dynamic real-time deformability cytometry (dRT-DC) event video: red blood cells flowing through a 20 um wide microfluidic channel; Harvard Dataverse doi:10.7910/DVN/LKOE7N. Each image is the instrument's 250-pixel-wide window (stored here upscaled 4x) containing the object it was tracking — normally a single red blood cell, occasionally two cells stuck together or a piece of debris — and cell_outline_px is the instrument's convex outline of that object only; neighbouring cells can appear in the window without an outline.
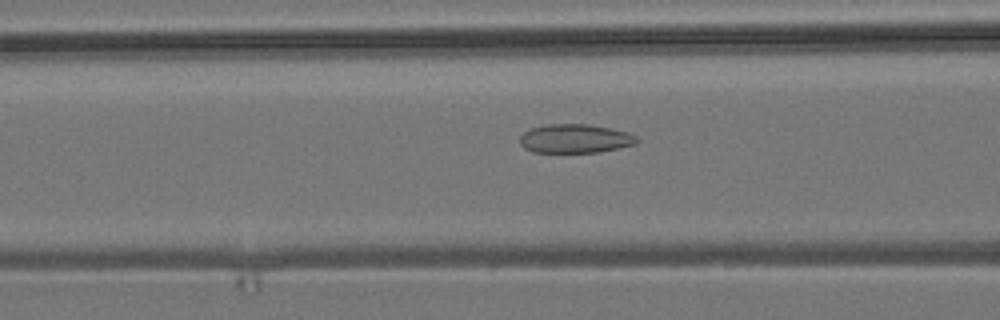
{"species": "common noctule bat (a hibernating species)", "species_latin": "Nyctalus noctula", "temperature_condition": "room temperature", "stored_images_in_passage": 43, "camera_frame_rate_fps": 3000, "um_per_image_px": 0.085, "animal": {"sex": "male", "body_mass_g": 19.2, "forearm_length_mm": 51.8}, "frame": {"image": 1, "passage_image": 11, "time_ms": 3.333, "image_size_px": [1000, 320], "cell_outline_px": [[640, 140], [636, 144], [620, 148], [600, 152], [532, 152], [524, 148], [520, 144], [520, 136], [524, 132], [532, 128], [548, 124], [588, 124], [612, 128], [628, 132], [636, 136]], "centroid_in_image_um": [48.92, 11.78], "position_along_channel_um": 117.7, "area_um2": 19.83}}
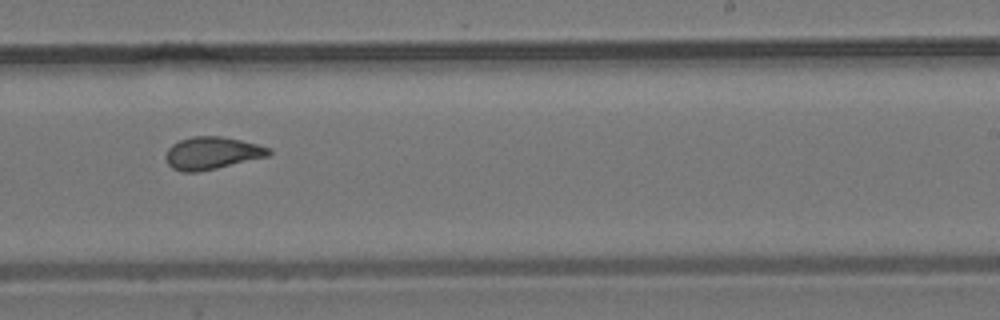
{"frame": {"image": 2, "passage_image": 23, "time_ms": 7.333, "image_size_px": [1000, 320], "cell_outline_px": [[272, 152], [268, 156], [216, 168], [196, 172], [184, 172], [172, 168], [168, 164], [164, 156], [168, 148], [172, 144], [180, 140], [192, 136], [220, 136], [240, 140], [272, 148]], "centroid_in_image_um": [18.0, 13.01], "position_along_channel_um": 271.0, "area_um2": 19.42}}
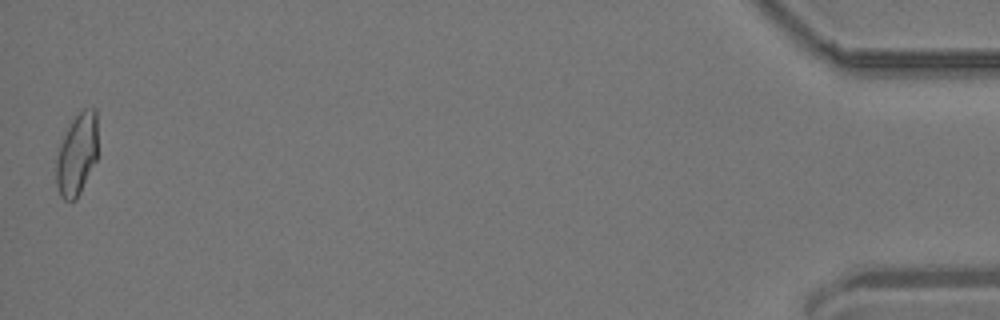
{"frame": {"image": 3, "passage_image": 43, "time_ms": 14.0, "image_size_px": [1000, 320], "cell_outline_px": [[96, 160], [76, 200], [64, 200], [60, 196], [56, 184], [56, 148], [72, 120], [84, 108], [96, 108]], "centroid_in_image_um": [6.49, 13.13], "position_along_channel_um": 428.7, "area_um2": 19.83}, "authors_computed_cell_mechanics": {"area_um2": 19.4208, "velocity_mm_per_s": 3.8397, "shape_relaxation_time_tau1_ms": null, "shape_relaxation_time_tau2_ms": 1.5194, "deformation_change_tau1": null, "deformation_change_tau2": 0.0793}}